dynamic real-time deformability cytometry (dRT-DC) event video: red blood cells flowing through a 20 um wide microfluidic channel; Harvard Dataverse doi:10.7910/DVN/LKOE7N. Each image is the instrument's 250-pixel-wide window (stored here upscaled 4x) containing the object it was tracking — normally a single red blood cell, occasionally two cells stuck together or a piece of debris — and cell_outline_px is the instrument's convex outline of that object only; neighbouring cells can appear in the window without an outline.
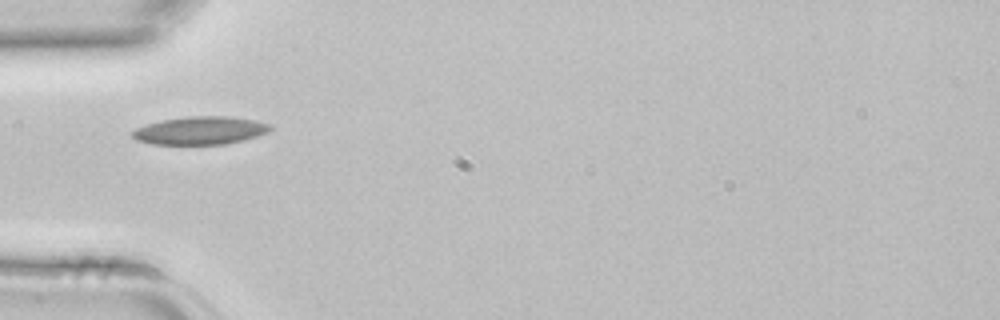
{"species": "common noctule bat (a hibernating species)", "species_latin": "Nyctalus noctula", "temperature_condition": "room temperature", "stored_images_in_passage": 2, "camera_frame_rate_fps": 3000, "um_per_image_px": 0.085, "animal": {"sex": "female", "body_mass_g": 22.7, "forearm_length_mm": 54.2}, "frame": {"image": 1, "passage_image": 1, "time_ms": 0.0, "image_size_px": [1000, 320], "cell_outline_px": [[272, 128], [268, 132], [256, 136], [224, 144], [152, 144], [136, 140], [132, 136], [132, 132], [136, 128], [160, 120], [188, 116], [228, 116], [256, 120], [272, 124]], "centroid_in_image_um": [17.03, 11.08], "position_along_channel_um": 68.0, "area_um2": 22.43}}